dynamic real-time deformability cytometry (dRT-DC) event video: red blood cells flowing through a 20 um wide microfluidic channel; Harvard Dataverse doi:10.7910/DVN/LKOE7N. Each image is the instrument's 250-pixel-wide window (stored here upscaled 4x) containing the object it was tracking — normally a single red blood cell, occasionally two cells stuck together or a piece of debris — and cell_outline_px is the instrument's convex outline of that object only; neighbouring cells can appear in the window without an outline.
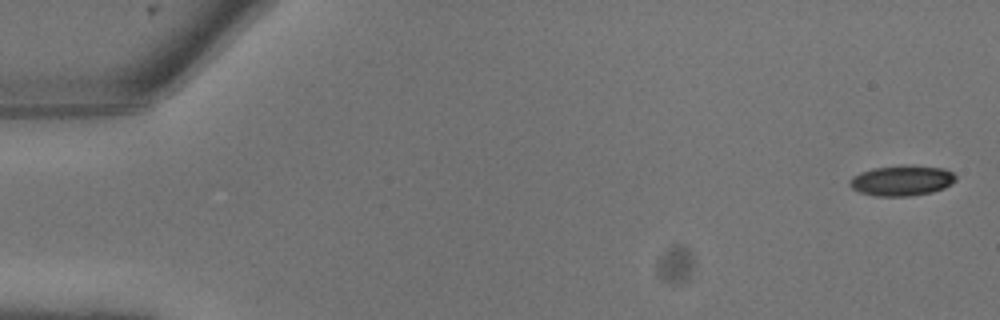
{"species": "common noctule bat (a hibernating species)", "species_latin": "Nyctalus noctula", "temperature_condition": "warm", "stored_images_in_passage": 12, "camera_frame_rate_fps": 3000, "um_per_image_px": 0.085, "animal": {"sex": "male", "body_mass_g": 13.3}, "frame": {"image": 1, "passage_image": 1, "time_ms": 0.0, "image_size_px": [1000, 320], "cell_outline_px": [[956, 180], [952, 184], [944, 188], [932, 192], [908, 196], [876, 196], [860, 192], [852, 188], [848, 184], [848, 180], [852, 176], [860, 172], [872, 168], [904, 164], [944, 168], [952, 172], [956, 176]], "centroid_in_image_um": [76.64, 15.33], "position_along_channel_um": 8.4, "area_um2": 19.07}}
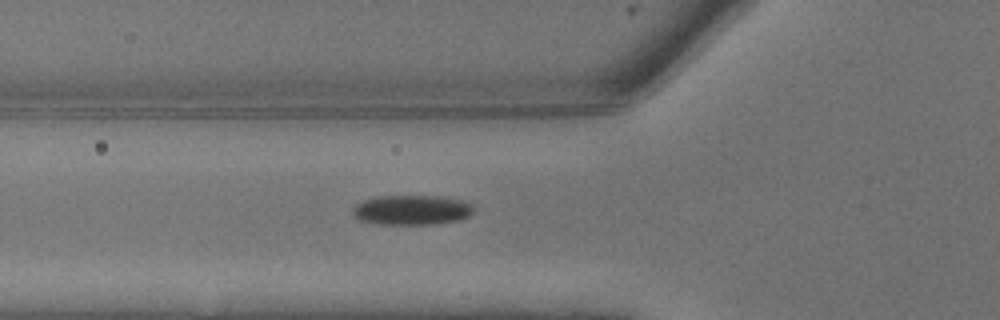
{"frame": {"image": 2, "passage_image": 9, "time_ms": 2.667, "image_size_px": [1000, 320], "cell_outline_px": [[472, 212], [468, 216], [460, 220], [432, 224], [380, 224], [356, 220], [352, 216], [352, 208], [356, 204], [364, 200], [380, 196], [436, 196], [460, 200], [472, 204]], "centroid_in_image_um": [34.93, 17.86], "position_along_channel_um": 90.9, "area_um2": 20.98}}